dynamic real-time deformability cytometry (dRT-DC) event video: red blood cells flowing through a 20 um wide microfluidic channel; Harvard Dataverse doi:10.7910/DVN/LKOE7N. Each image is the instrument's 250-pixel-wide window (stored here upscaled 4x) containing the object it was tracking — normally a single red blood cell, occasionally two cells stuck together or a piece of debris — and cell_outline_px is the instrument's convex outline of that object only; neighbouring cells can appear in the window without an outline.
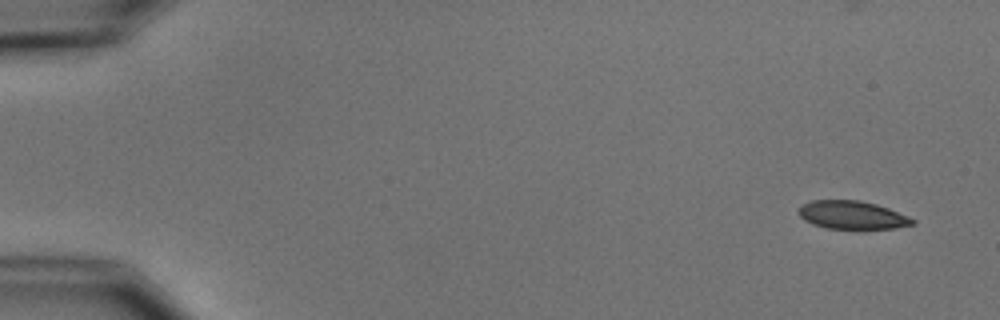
{"species": "common noctule bat (a hibernating species)", "species_latin": "Nyctalus noctula", "temperature_condition": "cold", "stored_images_in_passage": 5, "camera_frame_rate_fps": 3000, "um_per_image_px": 0.085, "animal": {"sex": "male", "body_mass_g": 15.6}, "frame": {"image": 1, "passage_image": 1, "time_ms": 0.0, "image_size_px": [1000, 320], "cell_outline_px": [[916, 224], [896, 228], [860, 232], [824, 228], [812, 224], [804, 220], [800, 216], [800, 204], [812, 200], [860, 200], [876, 204], [888, 208], [908, 216], [916, 220]], "centroid_in_image_um": [72.47, 18.33], "position_along_channel_um": 12.5, "area_um2": 19.71}}
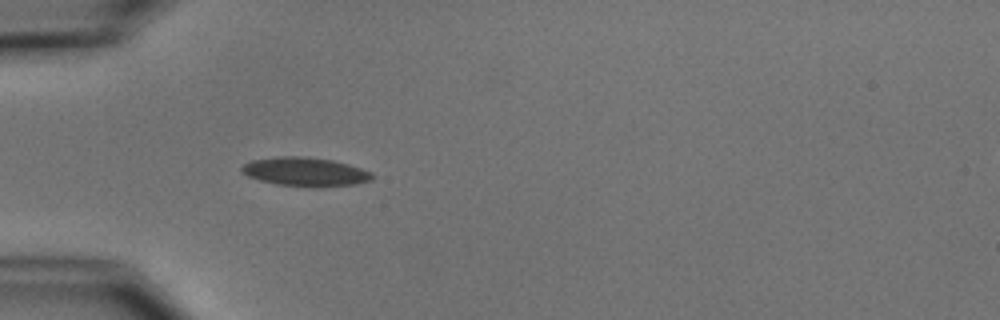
{"frame": {"image": 2, "passage_image": 5, "time_ms": 4.667, "image_size_px": [1000, 320], "cell_outline_px": [[372, 180], [356, 184], [320, 188], [308, 188], [276, 184], [260, 180], [248, 176], [240, 172], [240, 168], [244, 164], [252, 160], [276, 156], [308, 156], [332, 160], [348, 164], [372, 172]], "centroid_in_image_um": [25.93, 14.61], "position_along_channel_um": 59.1, "area_um2": 22.37}}